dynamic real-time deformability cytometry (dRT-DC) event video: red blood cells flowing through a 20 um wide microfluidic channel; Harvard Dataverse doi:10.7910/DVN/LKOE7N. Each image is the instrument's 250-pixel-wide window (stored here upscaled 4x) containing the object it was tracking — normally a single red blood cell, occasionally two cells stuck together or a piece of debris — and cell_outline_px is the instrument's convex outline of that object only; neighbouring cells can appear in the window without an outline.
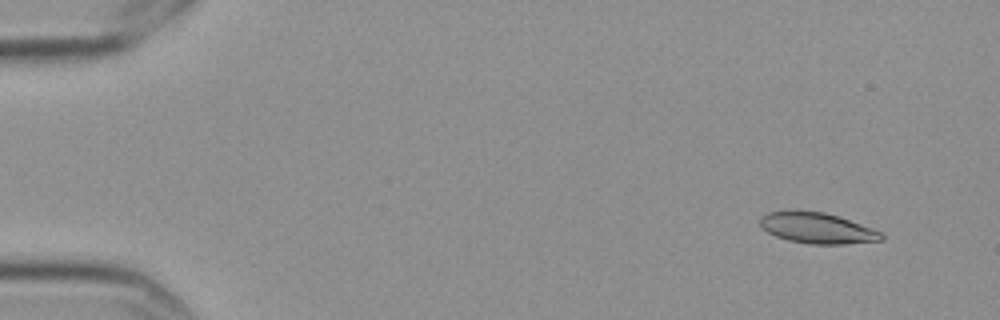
{"species": "Egyptian fruit bat (a non-hibernating species)", "species_latin": "Rousettus aegyptiacus", "temperature_condition": "cold", "stored_images_in_passage": 6, "camera_frame_rate_fps": 3000, "um_per_image_px": 0.085, "frame": {"image": 1, "passage_image": 1, "time_ms": 0.0, "image_size_px": [1000, 320], "cell_outline_px": [[884, 240], [844, 244], [812, 244], [788, 240], [776, 236], [768, 232], [760, 224], [760, 216], [768, 212], [824, 212], [884, 232]], "centroid_in_image_um": [69.51, 19.41], "position_along_channel_um": 15.5, "area_um2": 21.27}}
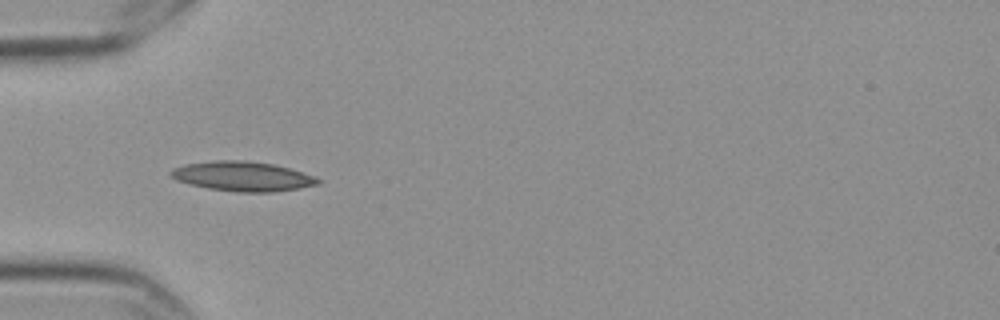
{"frame": {"image": 2, "passage_image": 5, "time_ms": 1.333, "image_size_px": [1000, 320], "cell_outline_px": [[320, 184], [272, 192], [236, 192], [208, 188], [176, 180], [168, 172], [172, 168], [184, 164], [216, 160], [244, 160], [272, 164], [288, 168], [316, 176], [320, 180]], "centroid_in_image_um": [20.6, 14.98], "position_along_channel_um": 64.4, "area_um2": 25.26}}
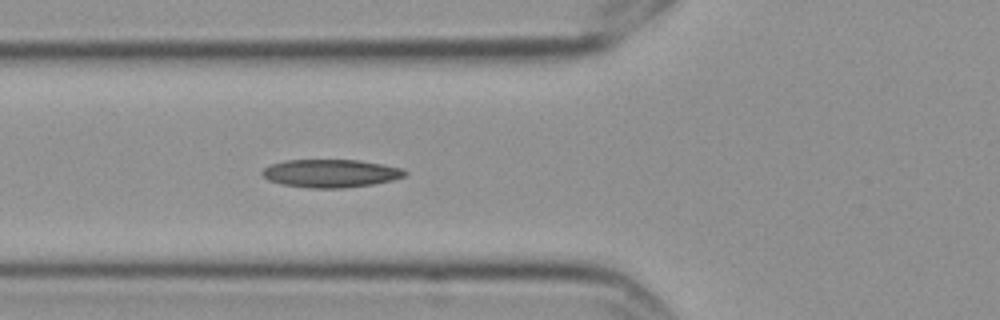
{"frame": {"image": 3, "passage_image": 6, "time_ms": 1.667, "image_size_px": [1000, 320], "cell_outline_px": [[408, 172], [404, 176], [392, 180], [372, 184], [344, 188], [312, 188], [280, 184], [268, 180], [260, 172], [264, 168], [272, 164], [284, 160], [360, 160], [400, 168]], "centroid_in_image_um": [28.07, 14.73], "position_along_channel_um": 97.7, "area_um2": 23.18}}